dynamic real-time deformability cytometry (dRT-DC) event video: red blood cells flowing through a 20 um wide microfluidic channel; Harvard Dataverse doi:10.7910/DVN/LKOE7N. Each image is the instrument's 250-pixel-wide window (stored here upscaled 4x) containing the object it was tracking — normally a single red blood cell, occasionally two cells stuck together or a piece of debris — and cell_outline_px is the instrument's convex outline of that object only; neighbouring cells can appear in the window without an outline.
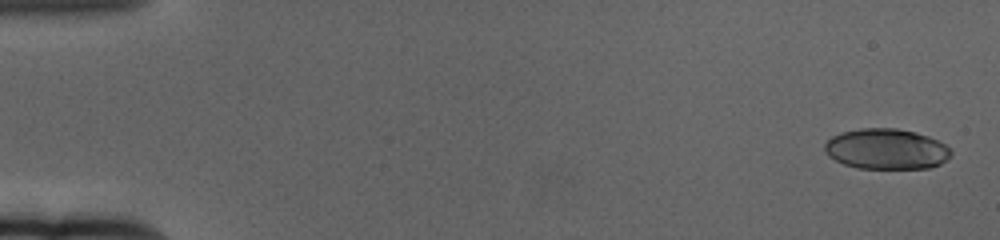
{"species": "human", "species_latin": "Homo sapiens", "temperature_condition": "cold", "stored_images_in_passage": 61, "camera_frame_rate_fps": 3000, "um_per_image_px": 0.085, "donor": {"sex": "female"}, "frame": {"image": 1, "passage_image": 2, "time_ms": 0.333, "image_size_px": [1000, 240], "cell_outline_px": [[952, 156], [940, 164], [928, 168], [856, 168], [844, 164], [828, 156], [824, 152], [824, 144], [832, 136], [840, 132], [860, 128], [896, 128], [916, 132], [928, 136], [944, 144], [952, 152]], "centroid_in_image_um": [75.32, 12.66], "position_along_channel_um": 9.7, "area_um2": 29.94}}
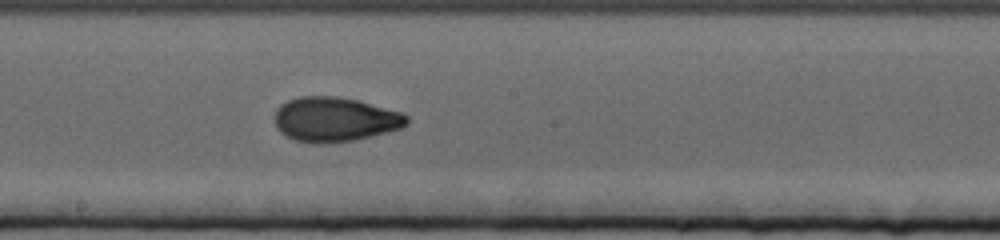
{"frame": {"image": 2, "passage_image": 34, "time_ms": 11.0, "image_size_px": [1000, 240], "cell_outline_px": [[408, 124], [404, 128], [388, 132], [352, 140], [324, 144], [316, 144], [296, 140], [280, 132], [276, 128], [276, 108], [280, 104], [288, 100], [300, 96], [336, 96], [360, 100], [404, 112], [408, 116]], "centroid_in_image_um": [28.51, 10.14], "position_along_channel_um": 219.7, "area_um2": 34.68}}
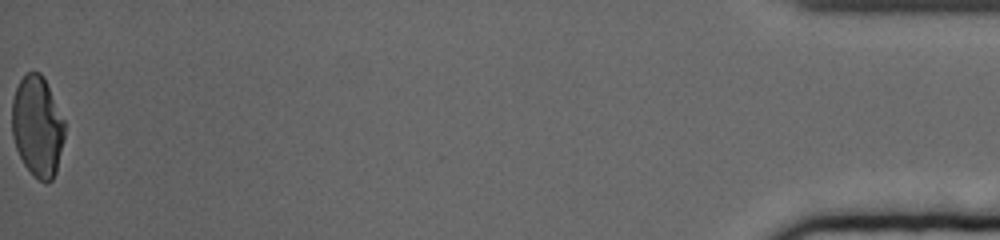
{"frame": {"image": 3, "passage_image": 61, "time_ms": 20.0, "image_size_px": [1000, 240], "cell_outline_px": [[64, 136], [56, 172], [52, 180], [48, 184], [44, 184], [24, 164], [16, 148], [12, 136], [12, 100], [16, 88], [20, 80], [28, 72], [40, 72], [44, 76], [64, 120]], "centroid_in_image_um": [3.18, 10.73], "position_along_channel_um": 432.0, "area_um2": 30.75}, "authors_computed_cell_mechanics": {"area_um2": 32.079, "velocity_mm_per_s": 3.378, "shape_relaxation_time_tau1_ms": 4.7305, "shape_relaxation_time_tau2_ms": 1.5358, "deformation_change_tau1": 0.1876, "deformation_change_tau2": 0.0633}}